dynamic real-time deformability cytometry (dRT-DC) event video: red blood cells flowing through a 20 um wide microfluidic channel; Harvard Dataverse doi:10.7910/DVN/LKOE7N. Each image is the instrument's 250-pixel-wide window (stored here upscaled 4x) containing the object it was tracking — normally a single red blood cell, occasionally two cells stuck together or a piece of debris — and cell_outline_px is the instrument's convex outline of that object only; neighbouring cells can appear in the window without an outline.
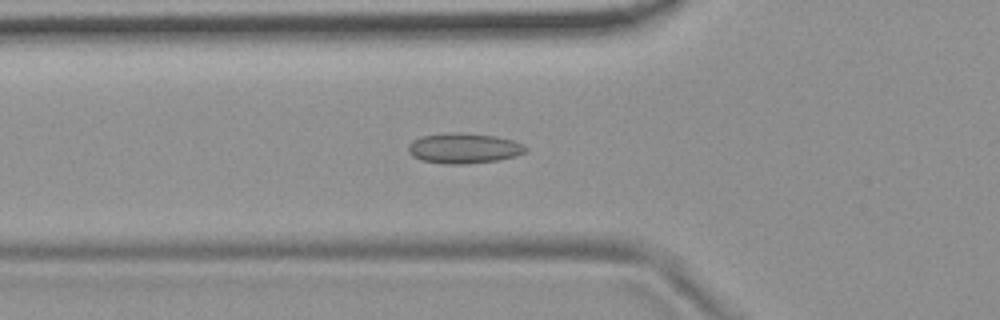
{"species": "common noctule bat (a hibernating species)", "species_latin": "Nyctalus noctula", "temperature_condition": "room temperature", "stored_images_in_passage": 54, "camera_frame_rate_fps": 3000, "um_per_image_px": 0.085, "animal": {"sex": "female", "body_mass_g": 19.9}, "frame": {"image": 1, "passage_image": 19, "time_ms": 6.0, "image_size_px": [1000, 320], "cell_outline_px": [[528, 148], [524, 152], [516, 156], [496, 160], [464, 164], [444, 164], [420, 160], [412, 156], [408, 152], [408, 144], [412, 140], [424, 136], [452, 132], [460, 132], [496, 136], [512, 140], [524, 144]], "centroid_in_image_um": [39.41, 12.6], "position_along_channel_um": 86.4, "area_um2": 20.75}}
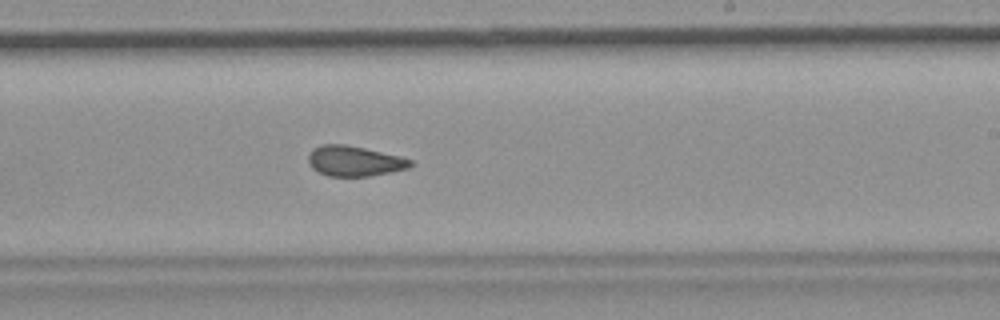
{"frame": {"image": 2, "passage_image": 33, "time_ms": 10.667, "image_size_px": [1000, 320], "cell_outline_px": [[412, 164], [408, 168], [368, 176], [328, 176], [312, 168], [308, 164], [308, 156], [312, 148], [320, 144], [344, 144], [364, 148], [400, 156], [412, 160]], "centroid_in_image_um": [30.07, 13.68], "position_along_channel_um": 258.9, "area_um2": 17.92}}
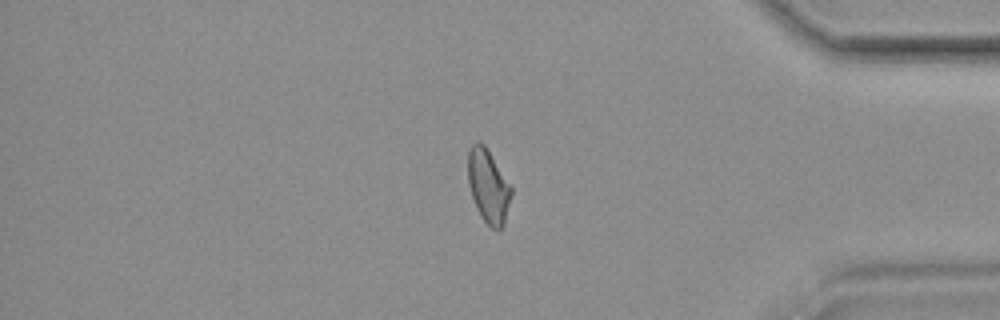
{"frame": {"image": 3, "passage_image": 46, "time_ms": 15.0, "image_size_px": [1000, 320], "cell_outline_px": [[512, 192], [504, 224], [500, 228], [492, 228], [480, 216], [476, 208], [468, 184], [468, 152], [472, 144], [476, 140], [484, 144], [512, 184]], "centroid_in_image_um": [41.51, 15.78], "position_along_channel_um": 393.7, "area_um2": 18.67}, "authors_computed_cell_mechanics": {"area_um2": 18.8717, "velocity_mm_per_s": 3.6986, "shape_relaxation_time_tau1_ms": null, "shape_relaxation_time_tau2_ms": 2.2497, "deformation_change_tau1": null, "deformation_change_tau2": 0.0804}}